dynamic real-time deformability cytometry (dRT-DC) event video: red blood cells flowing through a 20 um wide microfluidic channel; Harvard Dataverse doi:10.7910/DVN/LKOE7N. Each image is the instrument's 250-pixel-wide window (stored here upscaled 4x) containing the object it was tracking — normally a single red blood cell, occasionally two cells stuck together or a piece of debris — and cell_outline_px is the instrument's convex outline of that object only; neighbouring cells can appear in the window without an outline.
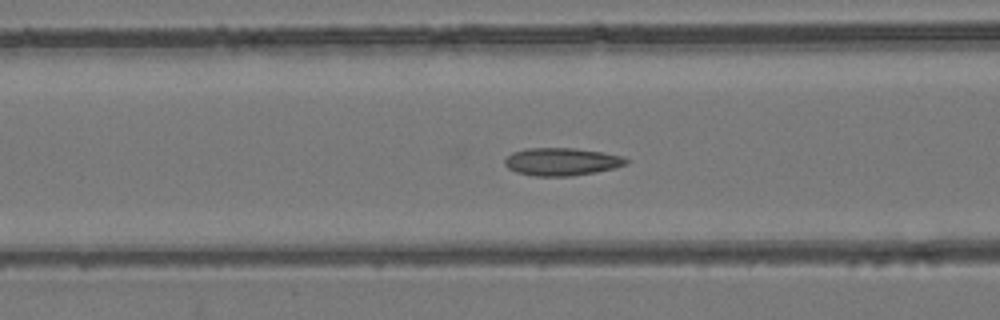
{"species": "common noctule bat (a hibernating species)", "species_latin": "Nyctalus noctula", "temperature_condition": "room temperature", "stored_images_in_passage": 41, "camera_frame_rate_fps": 3000, "um_per_image_px": 0.085, "animal": {"sex": "female", "body_mass_g": 24.6, "forearm_length_mm": 56.2}, "frame": {"image": 1, "passage_image": 9, "time_ms": 2.667, "image_size_px": [1000, 320], "cell_outline_px": [[628, 164], [616, 168], [596, 172], [572, 176], [536, 176], [516, 172], [508, 168], [504, 164], [504, 160], [512, 152], [528, 148], [576, 148], [604, 152], [624, 156], [628, 160]], "centroid_in_image_um": [47.78, 13.74], "position_along_channel_um": 118.8, "area_um2": 19.83}}
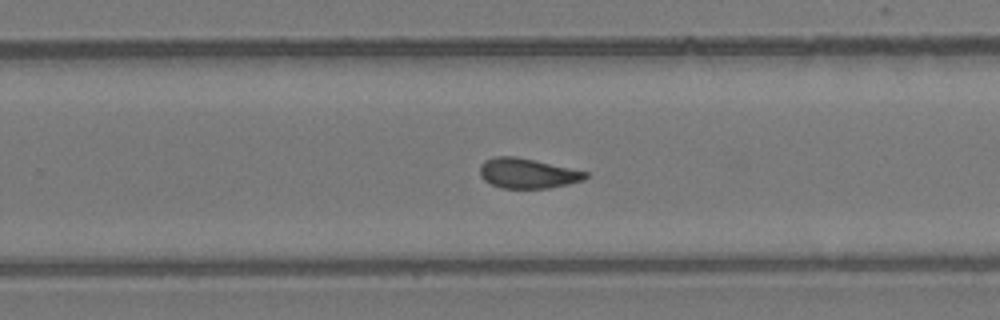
{"frame": {"image": 2, "passage_image": 22, "time_ms": 7.0, "image_size_px": [1000, 320], "cell_outline_px": [[588, 176], [584, 180], [568, 184], [548, 188], [500, 188], [484, 180], [480, 176], [480, 164], [484, 160], [496, 156], [516, 156], [588, 172]], "centroid_in_image_um": [44.81, 14.73], "position_along_channel_um": 285.0, "area_um2": 18.44}}
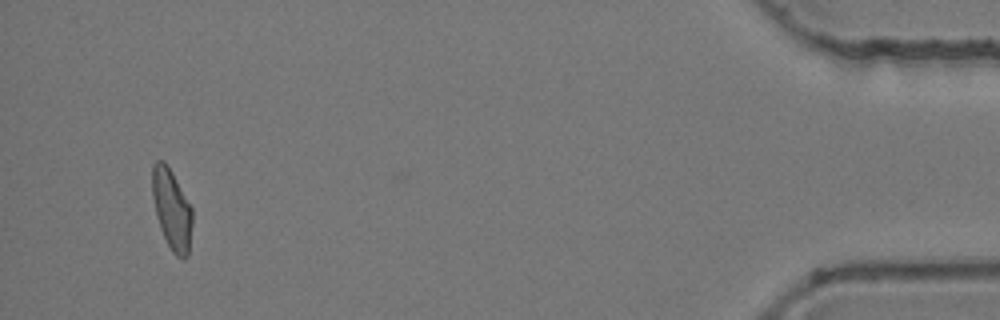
{"frame": {"image": 3, "passage_image": 39, "time_ms": 12.667, "image_size_px": [1000, 320], "cell_outline_px": [[192, 224], [188, 256], [184, 260], [176, 256], [172, 252], [160, 228], [156, 216], [152, 196], [152, 164], [156, 160], [164, 160], [168, 164], [192, 208]], "centroid_in_image_um": [14.59, 17.78], "position_along_channel_um": 420.6, "area_um2": 18.96}, "authors_computed_cell_mechanics": {"area_um2": 18.785, "velocity_mm_per_s": 3.8352, "shape_relaxation_time_tau1_ms": null, "shape_relaxation_time_tau2_ms": 2.6555, "deformation_change_tau1": null, "deformation_change_tau2": 0.0942}}